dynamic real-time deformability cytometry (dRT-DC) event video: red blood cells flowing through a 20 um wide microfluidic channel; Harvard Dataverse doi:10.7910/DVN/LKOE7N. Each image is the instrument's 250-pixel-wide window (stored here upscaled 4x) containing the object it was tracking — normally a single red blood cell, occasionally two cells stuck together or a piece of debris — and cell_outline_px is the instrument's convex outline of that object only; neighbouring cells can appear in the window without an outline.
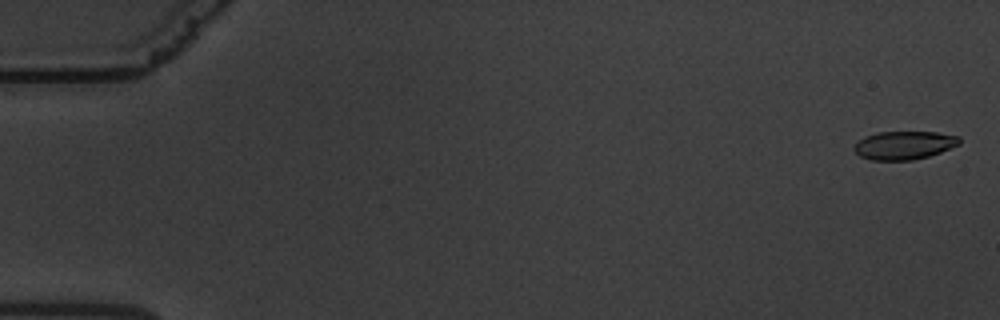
{"species": "common noctule bat (a hibernating species)", "species_latin": "Nyctalus noctula", "temperature_condition": "warm", "stored_images_in_passage": 62, "camera_frame_rate_fps": 3000, "um_per_image_px": 0.085, "animal": {"sex": "male", "body_mass_g": 19.5, "forearm_length_mm": 54.6}, "frame": {"image": 1, "passage_image": 2, "time_ms": 0.333, "image_size_px": [1000, 320], "cell_outline_px": [[960, 144], [940, 152], [928, 156], [912, 160], [872, 160], [860, 156], [852, 148], [864, 136], [876, 132], [936, 132], [960, 136]], "centroid_in_image_um": [76.85, 12.34], "position_along_channel_um": 8.2, "area_um2": 17.34}}
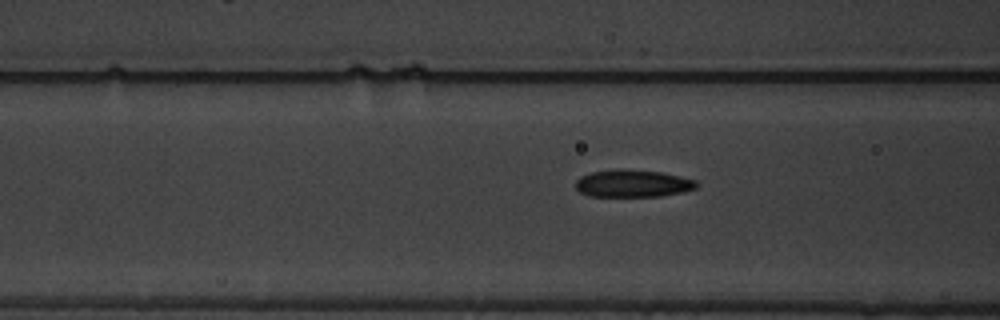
{"frame": {"image": 2, "passage_image": 25, "time_ms": 8.0, "image_size_px": [1000, 320], "cell_outline_px": [[696, 188], [684, 192], [660, 196], [588, 196], [580, 192], [576, 188], [576, 180], [580, 176], [592, 172], [616, 168], [620, 168], [664, 172], [696, 180]], "centroid_in_image_um": [53.78, 15.58], "position_along_channel_um": 112.8, "area_um2": 19.48}}
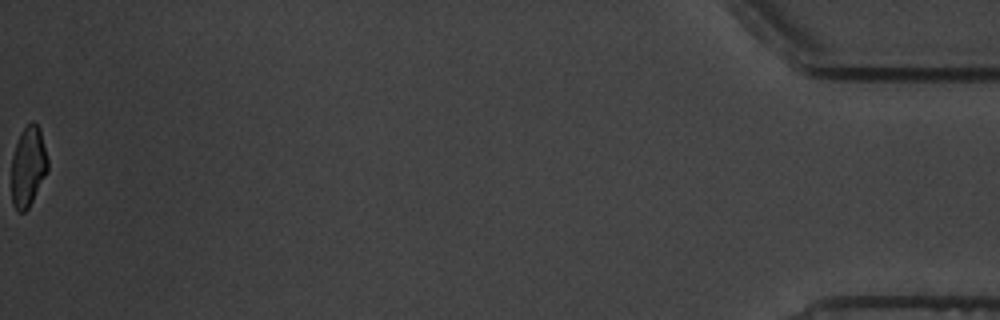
{"frame": {"image": 3, "passage_image": 62, "time_ms": 20.333, "image_size_px": [1000, 320], "cell_outline_px": [[48, 168], [28, 208], [24, 212], [16, 212], [12, 204], [12, 156], [20, 132], [32, 120], [40, 128], [48, 160]], "centroid_in_image_um": [2.38, 14.14], "position_along_channel_um": 432.8, "area_um2": 16.76}, "authors_computed_cell_mechanics": {"area_um2": 18.8139, "velocity_mm_per_s": 3.3717, "shape_relaxation_time_tau1_ms": 4.9781, "shape_relaxation_time_tau2_ms": 1.7763, "deformation_change_tau1": 0.1824, "deformation_change_tau2": 0.0881}}